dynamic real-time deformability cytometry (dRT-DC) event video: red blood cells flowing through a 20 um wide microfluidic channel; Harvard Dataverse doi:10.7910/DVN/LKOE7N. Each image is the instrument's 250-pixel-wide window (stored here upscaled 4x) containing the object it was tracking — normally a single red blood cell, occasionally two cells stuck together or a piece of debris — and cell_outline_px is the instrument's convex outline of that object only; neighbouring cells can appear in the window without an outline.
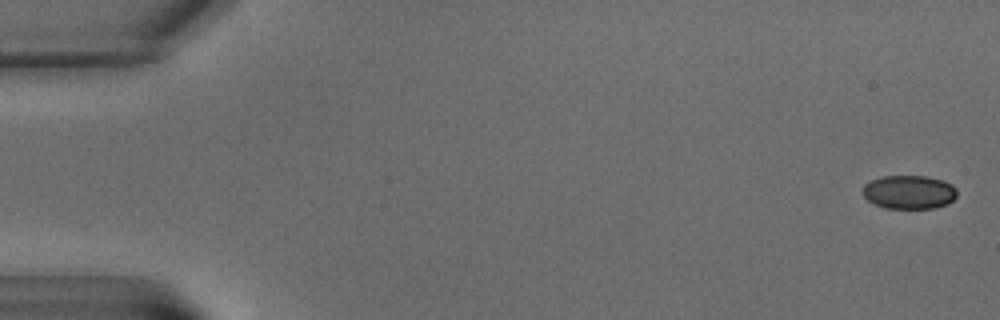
{"species": "common noctule bat (a hibernating species)", "species_latin": "Nyctalus noctula", "temperature_condition": "warm", "stored_images_in_passage": 8, "camera_frame_rate_fps": 3000, "um_per_image_px": 0.085, "animal": {"sex": "male", "body_mass_g": 15.6}, "frame": {"image": 1, "passage_image": 1, "time_ms": 0.0, "image_size_px": [1000, 320], "cell_outline_px": [[956, 196], [948, 204], [936, 208], [884, 208], [872, 204], [864, 196], [864, 184], [880, 176], [924, 176], [944, 180], [952, 184], [956, 188]], "centroid_in_image_um": [77.28, 16.33], "position_along_channel_um": 7.7, "area_um2": 18.61}}
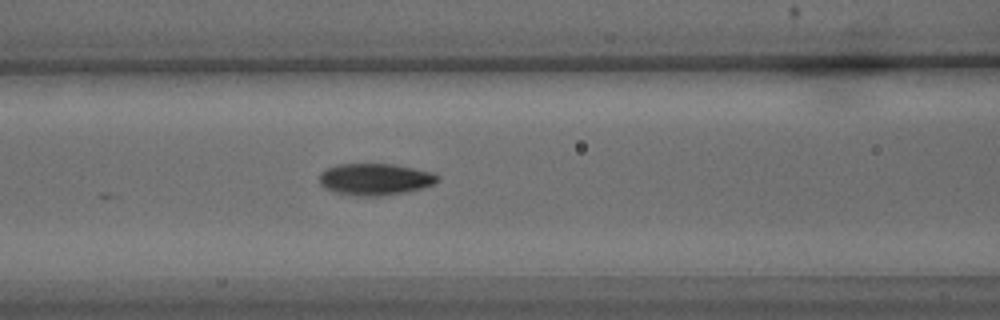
{"frame": {"image": 2, "passage_image": 8, "time_ms": 9.667, "image_size_px": [1000, 320], "cell_outline_px": [[440, 180], [432, 184], [420, 188], [404, 192], [380, 196], [360, 196], [336, 192], [324, 188], [320, 184], [320, 172], [324, 168], [336, 164], [392, 164], [432, 172], [440, 176]], "centroid_in_image_um": [31.85, 15.23], "position_along_channel_um": 134.8, "area_um2": 21.79}}